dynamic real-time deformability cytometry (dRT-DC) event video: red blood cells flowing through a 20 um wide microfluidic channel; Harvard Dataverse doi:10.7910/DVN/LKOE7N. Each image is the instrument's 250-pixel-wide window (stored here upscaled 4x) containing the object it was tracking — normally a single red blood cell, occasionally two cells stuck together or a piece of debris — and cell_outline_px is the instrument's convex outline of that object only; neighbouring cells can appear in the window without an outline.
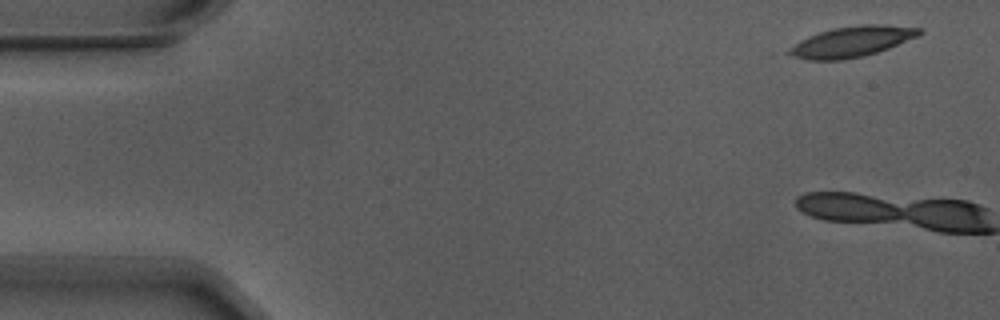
{"species": "Egyptian fruit bat (a non-hibernating species)", "species_latin": "Rousettus aegyptiacus", "temperature_condition": "warm", "stored_images_in_passage": 5, "camera_frame_rate_fps": 3000, "um_per_image_px": 0.085, "animal": {"sex": "male"}, "frame": {"image": 1, "passage_image": 1, "time_ms": 0.0, "image_size_px": [1000, 320], "cell_outline_px": [[924, 32], [916, 36], [888, 48], [864, 56], [840, 60], [808, 60], [792, 56], [784, 52], [788, 48], [800, 40], [808, 36], [832, 28], [860, 24], [884, 24], [920, 28]], "centroid_in_image_um": [72.35, 3.53], "position_along_channel_um": 12.7, "area_um2": 23.18}}
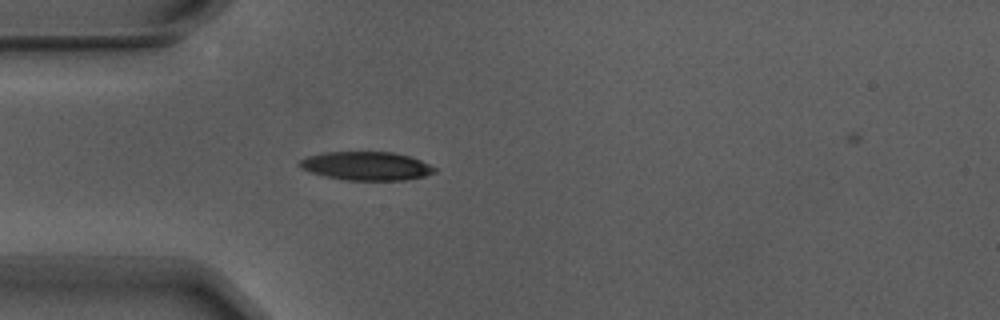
{"frame": {"image": 2, "passage_image": 5, "time_ms": 1.333, "image_size_px": [1000, 320], "cell_outline_px": [[436, 172], [424, 176], [404, 180], [344, 180], [324, 176], [308, 172], [300, 168], [296, 164], [300, 160], [308, 156], [324, 152], [392, 152], [408, 156], [420, 160], [436, 168]], "centroid_in_image_um": [31.08, 14.11], "position_along_channel_um": 53.9, "area_um2": 22.54}}